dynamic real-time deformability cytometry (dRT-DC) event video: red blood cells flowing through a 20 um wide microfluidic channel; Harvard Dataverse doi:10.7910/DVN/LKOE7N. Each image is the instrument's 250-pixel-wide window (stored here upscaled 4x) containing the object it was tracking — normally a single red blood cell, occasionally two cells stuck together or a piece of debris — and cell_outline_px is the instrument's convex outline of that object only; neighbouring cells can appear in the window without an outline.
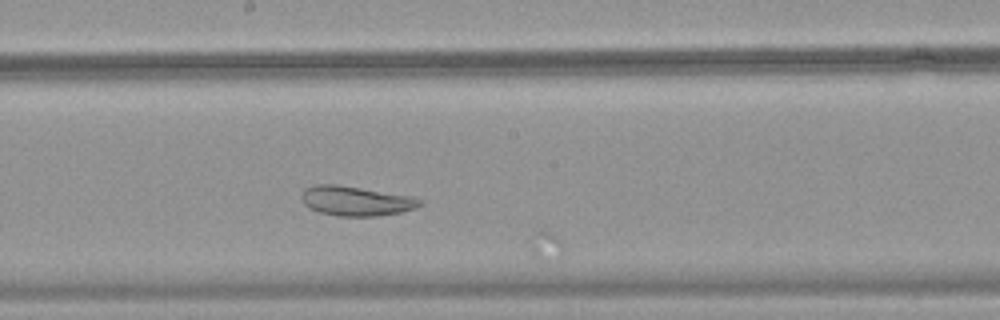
{"species": "common noctule bat (a hibernating species)", "species_latin": "Nyctalus noctula", "temperature_condition": "warm", "stored_images_in_passage": 22, "camera_frame_rate_fps": 3000, "um_per_image_px": 0.085, "animal": {"sex": "female", "body_mass_g": 18.4}, "frame": {"image": 1, "passage_image": 21, "time_ms": 6.667, "image_size_px": [1000, 320], "cell_outline_px": [[424, 204], [416, 208], [400, 212], [376, 216], [336, 216], [320, 212], [308, 208], [304, 204], [300, 196], [304, 188], [316, 184], [336, 184], [412, 196], [420, 200]], "centroid_in_image_um": [30.22, 17.08], "position_along_channel_um": 218.0, "area_um2": 20.52}}